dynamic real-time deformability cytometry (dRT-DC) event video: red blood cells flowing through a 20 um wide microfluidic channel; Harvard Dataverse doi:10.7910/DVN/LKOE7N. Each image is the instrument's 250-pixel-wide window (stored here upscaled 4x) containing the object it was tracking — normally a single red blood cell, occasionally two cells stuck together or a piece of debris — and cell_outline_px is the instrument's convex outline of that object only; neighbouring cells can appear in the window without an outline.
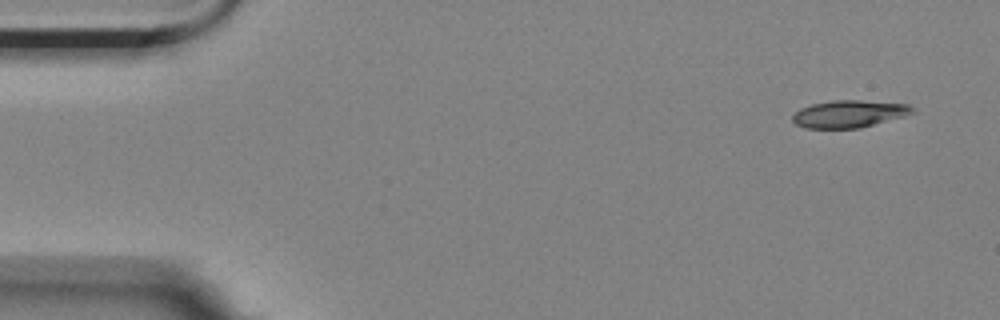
{"species": "Egyptian fruit bat (a non-hibernating species)", "species_latin": "Rousettus aegyptiacus", "temperature_condition": "room temperature", "stored_images_in_passage": 4, "camera_frame_rate_fps": 3000, "um_per_image_px": 0.085, "animal": {"sex": "female"}, "frame": {"image": 1, "passage_image": 1, "time_ms": 0.0, "image_size_px": [1000, 320], "cell_outline_px": [[916, 112], [904, 116], [860, 128], [804, 128], [796, 124], [792, 120], [792, 116], [800, 108], [812, 104], [832, 100], [860, 100], [908, 104], [916, 108]], "centroid_in_image_um": [72.19, 9.67], "position_along_channel_um": 12.8, "area_um2": 19.13}}
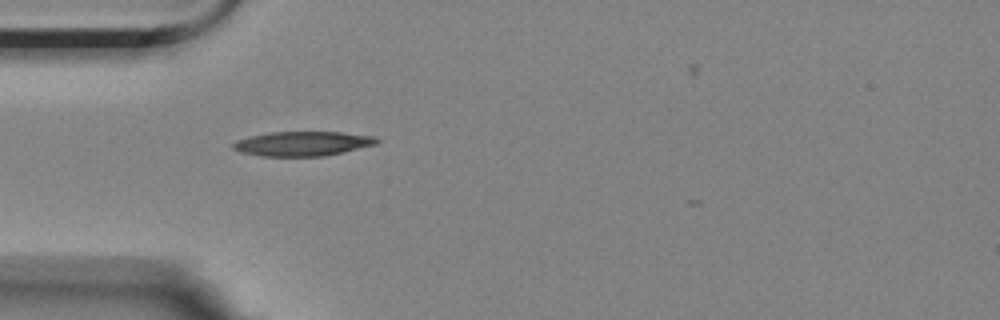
{"frame": {"image": 2, "passage_image": 4, "time_ms": 4.333, "image_size_px": [1000, 320], "cell_outline_px": [[380, 140], [376, 144], [344, 152], [324, 156], [260, 156], [240, 152], [232, 148], [232, 144], [236, 140], [248, 136], [268, 132], [340, 132], [376, 136]], "centroid_in_image_um": [25.7, 12.2], "position_along_channel_um": 59.3, "area_um2": 20.69}}